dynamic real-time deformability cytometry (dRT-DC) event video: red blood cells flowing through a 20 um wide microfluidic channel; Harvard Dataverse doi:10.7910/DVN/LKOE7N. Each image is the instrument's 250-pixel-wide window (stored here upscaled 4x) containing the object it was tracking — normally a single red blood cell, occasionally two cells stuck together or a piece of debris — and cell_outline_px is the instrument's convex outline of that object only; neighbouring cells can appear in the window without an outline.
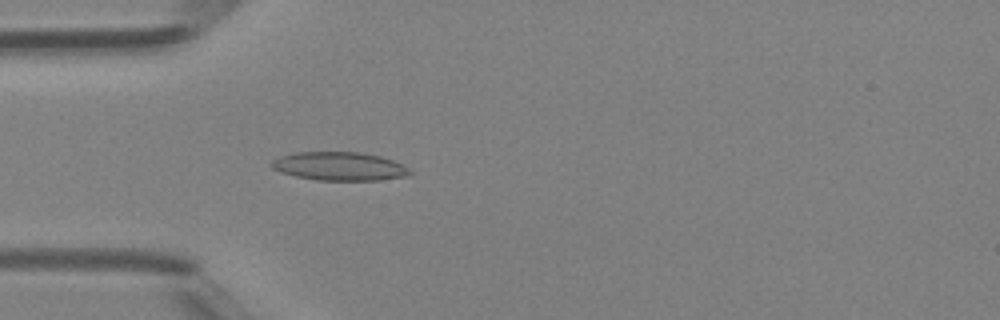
{"species": "Egyptian fruit bat (a non-hibernating species)", "species_latin": "Rousettus aegyptiacus", "temperature_condition": "room temperature", "stored_images_in_passage": 47, "camera_frame_rate_fps": 3000, "um_per_image_px": 0.085, "animal": {"sex": "female"}, "frame": {"image": 1, "passage_image": 14, "time_ms": 4.333, "image_size_px": [1000, 320], "cell_outline_px": [[412, 172], [408, 176], [380, 180], [316, 180], [296, 176], [280, 172], [272, 168], [268, 164], [272, 160], [280, 156], [296, 152], [360, 152], [380, 156], [392, 160], [408, 168]], "centroid_in_image_um": [28.82, 14.13], "position_along_channel_um": 56.2, "area_um2": 23.0}}
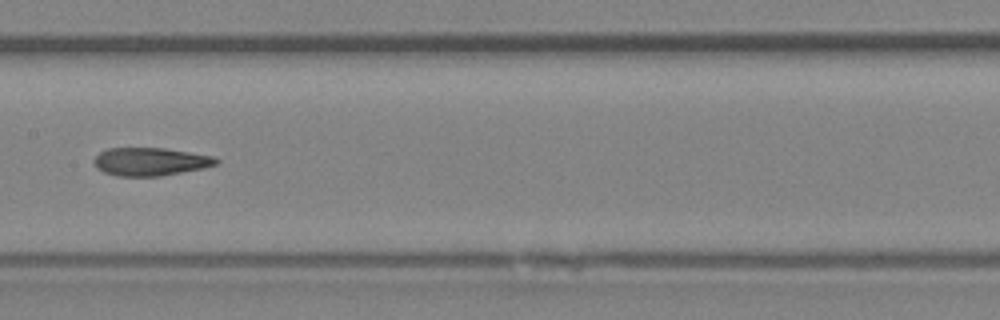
{"frame": {"image": 2, "passage_image": 24, "time_ms": 7.667, "image_size_px": [1000, 320], "cell_outline_px": [[220, 160], [216, 164], [204, 168], [160, 176], [116, 176], [104, 172], [96, 168], [92, 160], [100, 152], [108, 148], [164, 148], [212, 156]], "centroid_in_image_um": [12.74, 13.74], "position_along_channel_um": 194.7, "area_um2": 19.94}}
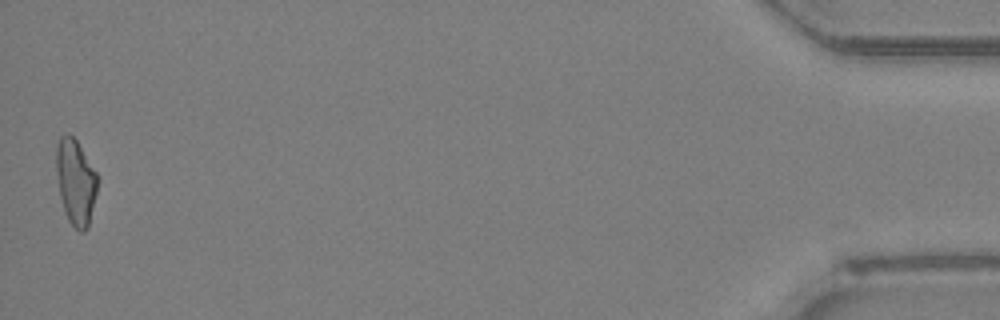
{"frame": {"image": 3, "passage_image": 47, "time_ms": 15.333, "image_size_px": [1000, 320], "cell_outline_px": [[100, 180], [88, 228], [84, 232], [80, 232], [68, 220], [64, 212], [60, 196], [56, 172], [56, 144], [60, 136], [68, 132], [76, 140], [96, 172]], "centroid_in_image_um": [6.44, 15.47], "position_along_channel_um": 428.8, "area_um2": 20.81}, "authors_computed_cell_mechanics": {"area_um2": 20.5768, "velocity_mm_per_s": 4.3202, "shape_relaxation_time_tau1_ms": null, "shape_relaxation_time_tau2_ms": 1.6961, "deformation_change_tau1": null, "deformation_change_tau2": 0.0961}}